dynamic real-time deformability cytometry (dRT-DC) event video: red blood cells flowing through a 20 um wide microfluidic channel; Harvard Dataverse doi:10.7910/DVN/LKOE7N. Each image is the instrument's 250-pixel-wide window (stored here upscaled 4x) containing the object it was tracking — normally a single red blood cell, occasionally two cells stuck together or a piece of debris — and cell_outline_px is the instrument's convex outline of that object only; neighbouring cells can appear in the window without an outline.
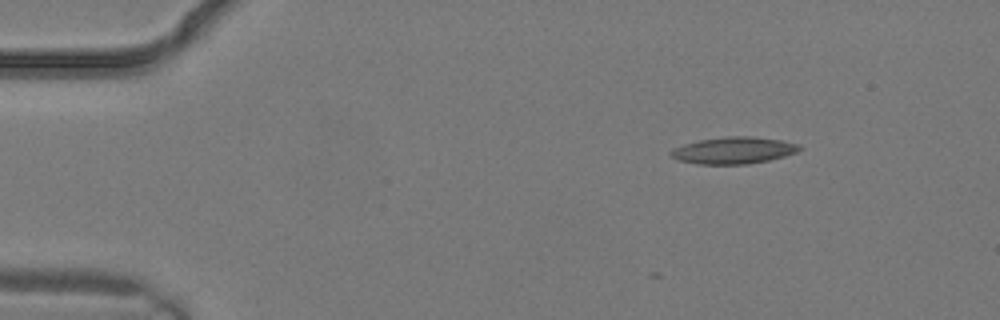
{"species": "common noctule bat (a hibernating species)", "species_latin": "Nyctalus noctula", "temperature_condition": "warm", "stored_images_in_passage": 3, "camera_frame_rate_fps": 3000, "um_per_image_px": 0.085, "animal": {"sex": "male", "body_mass_g": 19.2, "forearm_length_mm": 51.8}, "frame": {"image": 1, "passage_image": 3, "time_ms": 0.667, "image_size_px": [1000, 320], "cell_outline_px": [[804, 148], [796, 152], [784, 156], [768, 160], [748, 164], [700, 164], [676, 160], [668, 156], [668, 152], [672, 148], [684, 144], [700, 140], [728, 136], [752, 136], [780, 140], [800, 144]], "centroid_in_image_um": [62.32, 12.78], "position_along_channel_um": 22.7, "area_um2": 20.23}}